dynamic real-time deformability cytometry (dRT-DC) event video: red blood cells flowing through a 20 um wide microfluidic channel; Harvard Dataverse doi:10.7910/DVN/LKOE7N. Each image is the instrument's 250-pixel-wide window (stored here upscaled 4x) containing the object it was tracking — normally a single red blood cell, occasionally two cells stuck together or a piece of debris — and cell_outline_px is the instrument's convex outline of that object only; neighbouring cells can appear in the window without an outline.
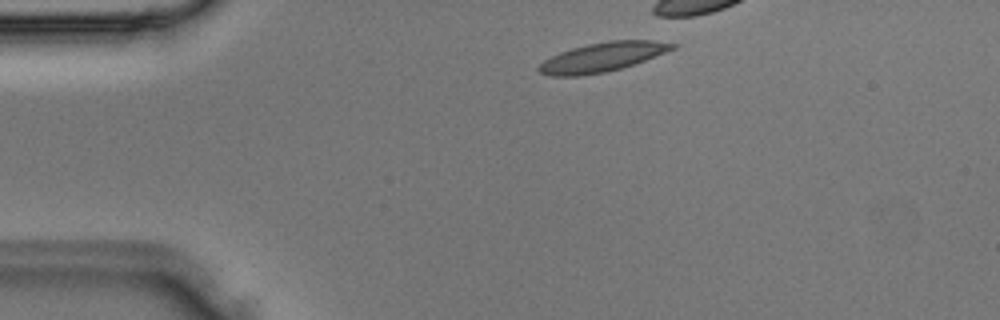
{"species": "Egyptian fruit bat (a non-hibernating species)", "species_latin": "Rousettus aegyptiacus", "temperature_condition": "room temperature", "stored_images_in_passage": 4, "camera_frame_rate_fps": 3000, "um_per_image_px": 0.085, "animal": {"sex": "male"}, "frame": {"image": 1, "passage_image": 1, "time_ms": 0.0, "image_size_px": [1000, 320], "cell_outline_px": [[680, 44], [676, 48], [644, 60], [620, 68], [604, 72], [576, 76], [552, 76], [540, 72], [536, 68], [544, 60], [560, 52], [572, 48], [588, 44], [608, 40], [652, 40]], "centroid_in_image_um": [51.21, 4.84], "position_along_channel_um": 33.8, "area_um2": 22.48}}